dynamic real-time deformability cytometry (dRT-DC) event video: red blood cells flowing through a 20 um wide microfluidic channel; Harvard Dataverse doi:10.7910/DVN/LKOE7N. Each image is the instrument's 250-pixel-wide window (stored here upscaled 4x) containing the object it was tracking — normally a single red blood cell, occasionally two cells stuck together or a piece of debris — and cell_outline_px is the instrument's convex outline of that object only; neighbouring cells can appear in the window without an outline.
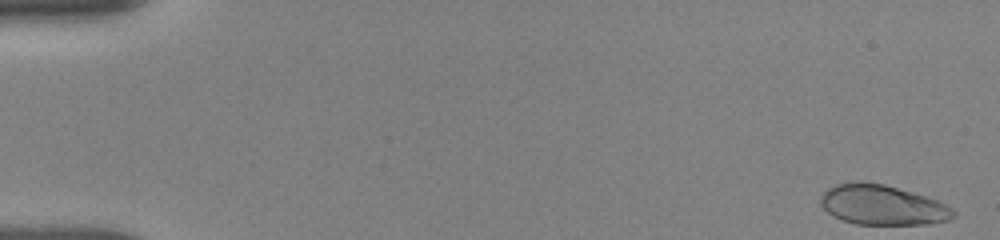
{"species": "human", "species_latin": "Homo sapiens", "temperature_condition": "room temperature", "stored_images_in_passage": 87, "camera_frame_rate_fps": 3000, "um_per_image_px": 0.085, "donor": {"sex": "female"}, "frame": {"image": 1, "passage_image": 1, "time_ms": 0.0, "image_size_px": [1000, 240], "cell_outline_px": [[956, 216], [948, 220], [924, 224], [856, 224], [832, 216], [820, 204], [820, 196], [828, 188], [836, 184], [856, 180], [860, 180], [884, 184], [924, 196], [936, 200], [952, 208], [956, 212]], "centroid_in_image_um": [74.97, 17.41], "position_along_channel_um": 10.0, "area_um2": 30.87}}
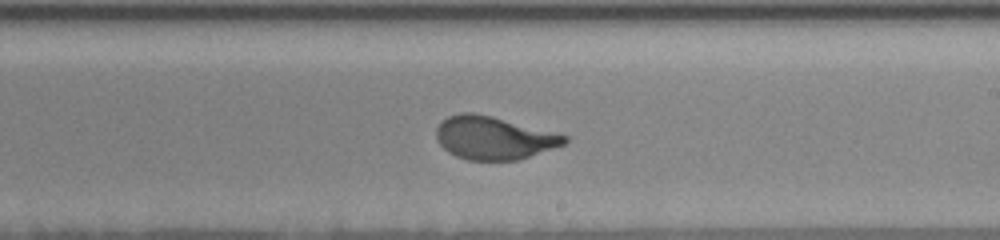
{"frame": {"image": 2, "passage_image": 48, "time_ms": 10.0, "image_size_px": [1000, 240], "cell_outline_px": [[568, 140], [564, 144], [520, 160], [468, 160], [456, 156], [448, 152], [436, 140], [436, 128], [448, 116], [460, 112], [472, 112], [568, 136]], "centroid_in_image_um": [41.93, 11.74], "position_along_channel_um": 247.1, "area_um2": 31.62}}
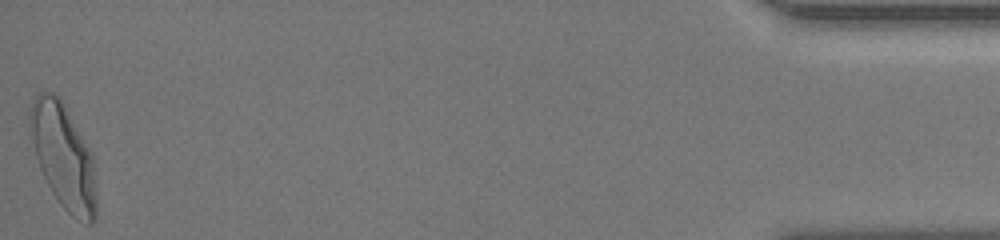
{"frame": {"image": 3, "passage_image": 87, "time_ms": 17.0, "image_size_px": [1000, 240], "cell_outline_px": [[96, 220], [92, 224], [88, 224], [76, 220], [56, 200], [40, 168], [36, 156], [32, 140], [28, 116], [28, 112], [32, 100], [40, 92], [52, 92], [60, 96], [88, 148], [92, 156], [96, 192]], "centroid_in_image_um": [5.38, 13.3], "position_along_channel_um": 429.8, "area_um2": 40.29}, "authors_computed_cell_mechanics": {"area_um2": 32.5414, "velocity_mm_per_s": 3.8332, "shape_relaxation_time_tau1_ms": 3.1993, "shape_relaxation_time_tau2_ms": null, "deformation_change_tau1": 0.1936, "deformation_change_tau2": null}}